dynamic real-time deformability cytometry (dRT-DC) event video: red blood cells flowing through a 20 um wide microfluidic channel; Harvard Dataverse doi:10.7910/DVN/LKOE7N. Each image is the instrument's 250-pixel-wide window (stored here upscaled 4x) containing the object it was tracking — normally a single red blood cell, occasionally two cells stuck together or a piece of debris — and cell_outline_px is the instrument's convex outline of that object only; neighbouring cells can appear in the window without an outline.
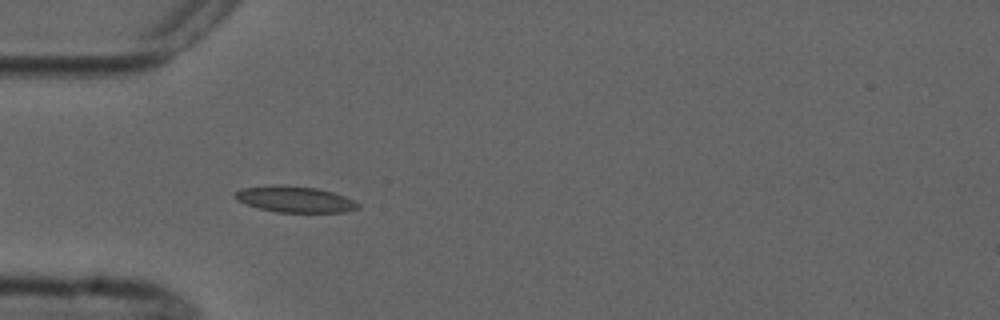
{"species": "common noctule bat (a hibernating species)", "species_latin": "Nyctalus noctula", "temperature_condition": "cold", "stored_images_in_passage": 6, "camera_frame_rate_fps": 3000, "um_per_image_px": 0.085, "animal": {"sex": "male", "forearm_length_mm": 52.5}, "frame": {"image": 1, "passage_image": 5, "time_ms": 5.0, "image_size_px": [1000, 320], "cell_outline_px": [[360, 208], [344, 212], [276, 212], [260, 208], [236, 200], [232, 196], [232, 192], [244, 188], [276, 184], [284, 184], [316, 188], [332, 192], [344, 196], [360, 204]], "centroid_in_image_um": [25.03, 16.93], "position_along_channel_um": 60.0, "area_um2": 18.79}}
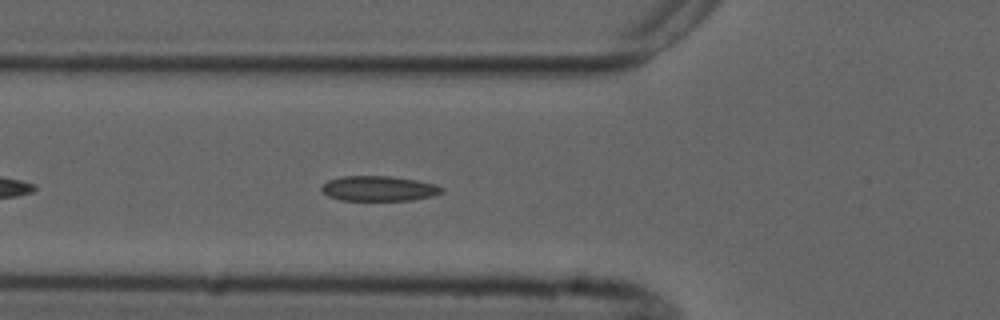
{"frame": {"image": 2, "passage_image": 6, "time_ms": 6.0, "image_size_px": [1000, 320], "cell_outline_px": [[444, 192], [432, 196], [412, 200], [340, 200], [328, 196], [320, 188], [328, 180], [344, 176], [392, 176], [416, 180], [436, 184], [444, 188]], "centroid_in_image_um": [32.23, 16.02], "position_along_channel_um": 93.6, "area_um2": 17.57}}